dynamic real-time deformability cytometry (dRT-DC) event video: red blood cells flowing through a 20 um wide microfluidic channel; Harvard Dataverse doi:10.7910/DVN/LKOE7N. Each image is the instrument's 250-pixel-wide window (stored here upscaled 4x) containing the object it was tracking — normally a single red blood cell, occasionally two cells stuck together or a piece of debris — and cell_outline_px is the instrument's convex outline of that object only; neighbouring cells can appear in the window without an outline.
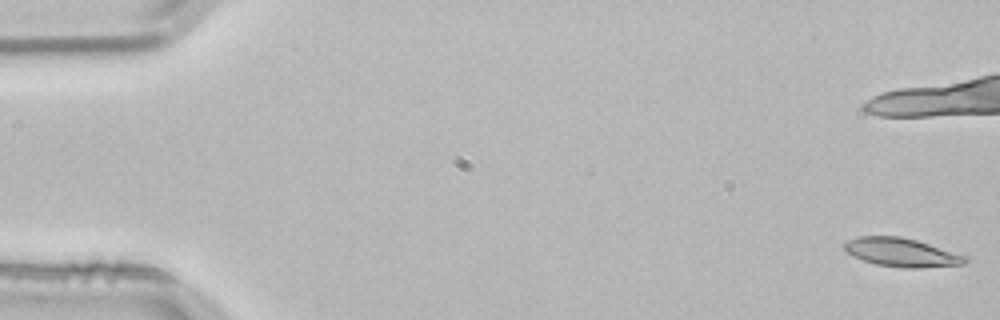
{"species": "common noctule bat (a hibernating species)", "species_latin": "Nyctalus noctula", "temperature_condition": "room temperature", "stored_images_in_passage": 26, "camera_frame_rate_fps": 3000, "um_per_image_px": 0.085, "animal": {"sex": "male", "body_mass_g": 21.5, "forearm_length_mm": 52.0}, "frame": {"image": 1, "passage_image": 1, "time_ms": 0.0, "image_size_px": [1000, 320], "cell_outline_px": [[968, 260], [964, 264], [920, 268], [904, 268], [876, 264], [852, 256], [844, 248], [844, 244], [848, 240], [860, 236], [900, 236], [916, 240], [968, 256]], "centroid_in_image_um": [76.65, 21.46], "position_along_channel_um": 8.3, "area_um2": 20.06}}